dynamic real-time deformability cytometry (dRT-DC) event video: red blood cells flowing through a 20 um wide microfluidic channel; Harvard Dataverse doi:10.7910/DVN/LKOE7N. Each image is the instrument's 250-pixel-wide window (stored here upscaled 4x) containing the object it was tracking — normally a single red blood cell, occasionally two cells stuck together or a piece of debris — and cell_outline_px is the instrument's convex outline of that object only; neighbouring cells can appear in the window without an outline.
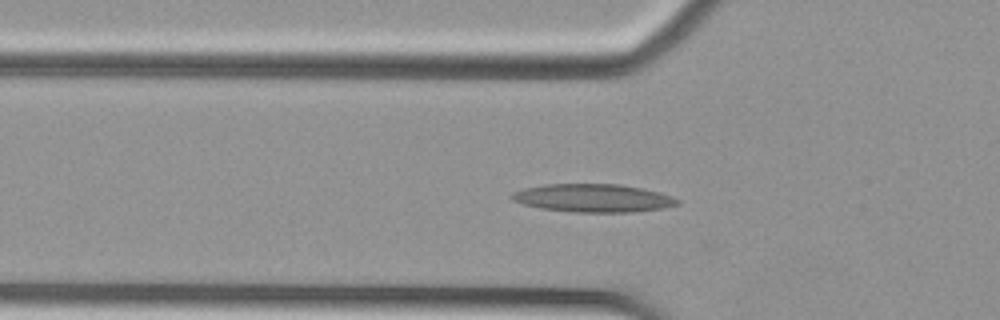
{"species": "Egyptian fruit bat (a non-hibernating species)", "species_latin": "Rousettus aegyptiacus", "temperature_condition": "cold", "stored_images_in_passage": 55, "camera_frame_rate_fps": 3000, "um_per_image_px": 0.085, "animal": {"sex": "female"}, "frame": {"image": 1, "passage_image": 14, "time_ms": 4.333, "image_size_px": [1000, 320], "cell_outline_px": [[680, 204], [664, 208], [632, 212], [572, 212], [540, 208], [524, 204], [512, 200], [508, 196], [512, 192], [524, 188], [544, 184], [620, 184], [660, 192], [672, 196], [680, 200]], "centroid_in_image_um": [50.41, 16.83], "position_along_channel_um": 75.4, "area_um2": 27.28}}
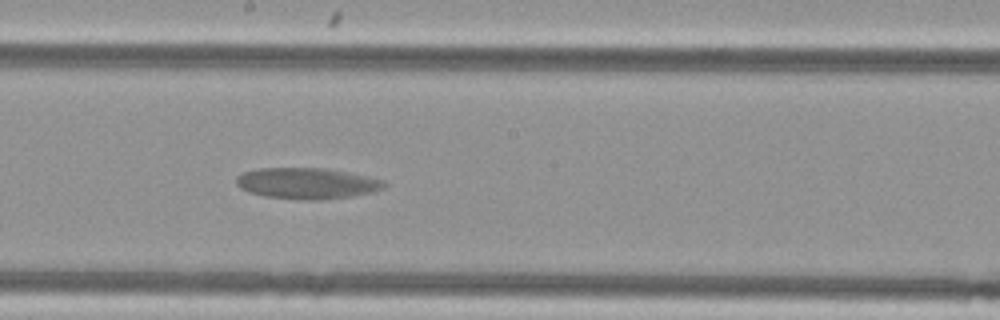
{"frame": {"image": 2, "passage_image": 27, "time_ms": 8.667, "image_size_px": [1000, 320], "cell_outline_px": [[388, 184], [384, 188], [376, 192], [352, 196], [320, 200], [304, 200], [268, 196], [248, 192], [240, 188], [236, 184], [236, 176], [244, 172], [260, 168], [328, 168], [384, 180]], "centroid_in_image_um": [26.13, 15.58], "position_along_channel_um": 222.1, "area_um2": 26.88}}
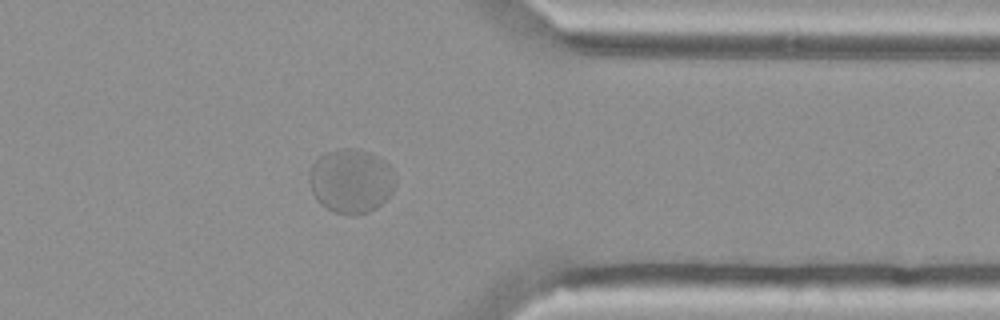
{"frame": {"image": 3, "passage_image": 42, "time_ms": 13.667, "image_size_px": [1000, 320], "cell_outline_px": [[392, 192], [376, 208], [368, 212], [356, 216], [352, 216], [336, 212], [320, 204], [312, 192], [308, 180], [308, 176], [312, 164], [320, 156], [328, 152], [344, 148], [352, 148], [372, 152], [384, 160], [388, 164], [392, 188]], "centroid_in_image_um": [29.78, 15.38], "position_along_channel_um": 381.6, "area_um2": 31.73}}